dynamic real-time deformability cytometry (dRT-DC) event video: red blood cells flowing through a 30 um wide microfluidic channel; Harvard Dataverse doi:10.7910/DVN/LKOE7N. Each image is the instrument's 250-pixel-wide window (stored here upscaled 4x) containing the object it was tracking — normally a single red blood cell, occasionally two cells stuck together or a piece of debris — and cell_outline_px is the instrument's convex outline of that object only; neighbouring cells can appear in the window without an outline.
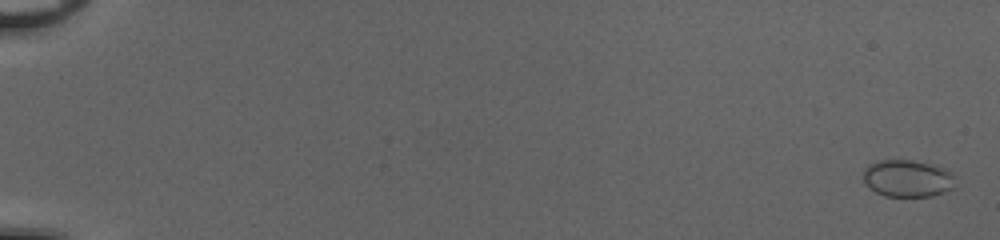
{"species": "common noctule bat (a hibernating species)", "species_latin": "Nyctalus noctula", "temperature_condition": "cold", "stored_images_in_passage": 53, "camera_frame_rate_fps": 3000, "um_per_image_px": 0.085, "animal": {"sex": "female", "body_mass_g": 20.0, "forearm_length_mm": 54.0}, "frame": {"image": 1, "passage_image": 2, "time_ms": 0.333, "image_size_px": [1000, 240], "cell_outline_px": [[952, 188], [932, 196], [884, 196], [876, 192], [864, 180], [864, 172], [872, 164], [880, 160], [908, 160], [924, 164], [948, 172], [952, 176]], "centroid_in_image_um": [77.08, 15.19], "position_along_channel_um": 7.9, "area_um2": 18.73}}
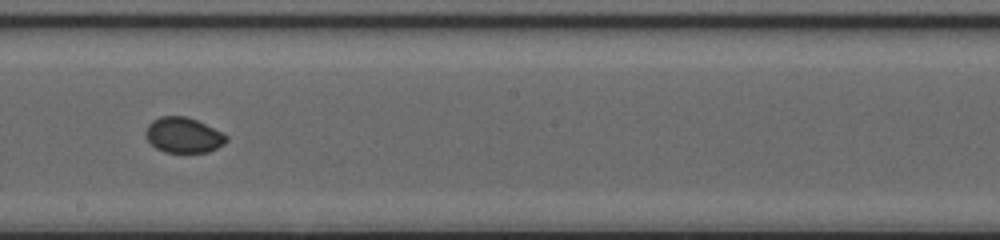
{"frame": {"image": 2, "passage_image": 33, "time_ms": 10.667, "image_size_px": [1000, 240], "cell_outline_px": [[228, 140], [224, 144], [208, 152], [164, 152], [156, 148], [148, 140], [144, 132], [148, 124], [152, 120], [160, 116], [188, 116], [228, 136]], "centroid_in_image_um": [15.56, 11.48], "position_along_channel_um": 232.6, "area_um2": 16.53}}
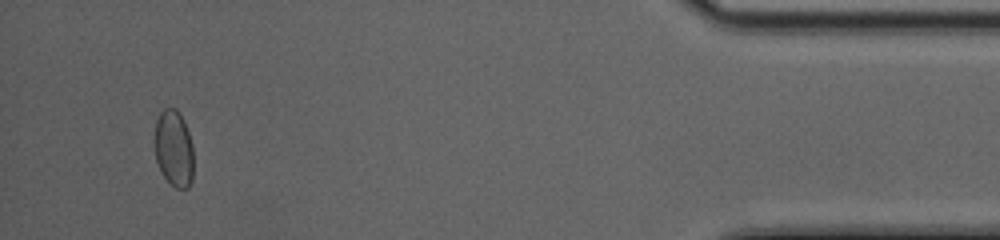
{"frame": {"image": 3, "passage_image": 51, "time_ms": 16.667, "image_size_px": [1000, 240], "cell_outline_px": [[192, 180], [188, 188], [176, 188], [164, 176], [156, 160], [152, 140], [156, 120], [160, 112], [164, 108], [176, 108], [180, 112], [184, 120], [192, 144]], "centroid_in_image_um": [14.74, 12.56], "position_along_channel_um": 420.5, "area_um2": 17.63}}